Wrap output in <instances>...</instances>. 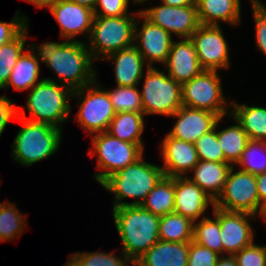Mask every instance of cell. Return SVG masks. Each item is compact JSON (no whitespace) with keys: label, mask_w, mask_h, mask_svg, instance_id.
Returning <instances> with one entry per match:
<instances>
[{"label":"cell","mask_w":266,"mask_h":266,"mask_svg":"<svg viewBox=\"0 0 266 266\" xmlns=\"http://www.w3.org/2000/svg\"><path fill=\"white\" fill-rule=\"evenodd\" d=\"M129 0H97L93 10L94 16L119 17L129 15Z\"/></svg>","instance_id":"cell-41"},{"label":"cell","mask_w":266,"mask_h":266,"mask_svg":"<svg viewBox=\"0 0 266 266\" xmlns=\"http://www.w3.org/2000/svg\"><path fill=\"white\" fill-rule=\"evenodd\" d=\"M163 176V169L148 161L146 162L142 155L134 163L106 178L101 186L115 194L113 208L142 205L148 193ZM125 198H133L134 201L125 202L123 201Z\"/></svg>","instance_id":"cell-4"},{"label":"cell","mask_w":266,"mask_h":266,"mask_svg":"<svg viewBox=\"0 0 266 266\" xmlns=\"http://www.w3.org/2000/svg\"><path fill=\"white\" fill-rule=\"evenodd\" d=\"M25 217L17 206L10 202L0 203V242L12 241L20 237L26 228Z\"/></svg>","instance_id":"cell-33"},{"label":"cell","mask_w":266,"mask_h":266,"mask_svg":"<svg viewBox=\"0 0 266 266\" xmlns=\"http://www.w3.org/2000/svg\"><path fill=\"white\" fill-rule=\"evenodd\" d=\"M237 266H266V246L255 242L236 253Z\"/></svg>","instance_id":"cell-38"},{"label":"cell","mask_w":266,"mask_h":266,"mask_svg":"<svg viewBox=\"0 0 266 266\" xmlns=\"http://www.w3.org/2000/svg\"><path fill=\"white\" fill-rule=\"evenodd\" d=\"M63 266H71L68 262H66V264H64Z\"/></svg>","instance_id":"cell-52"},{"label":"cell","mask_w":266,"mask_h":266,"mask_svg":"<svg viewBox=\"0 0 266 266\" xmlns=\"http://www.w3.org/2000/svg\"><path fill=\"white\" fill-rule=\"evenodd\" d=\"M232 166L222 193L214 201V206L229 212H244L259 215V196L256 175Z\"/></svg>","instance_id":"cell-11"},{"label":"cell","mask_w":266,"mask_h":266,"mask_svg":"<svg viewBox=\"0 0 266 266\" xmlns=\"http://www.w3.org/2000/svg\"><path fill=\"white\" fill-rule=\"evenodd\" d=\"M226 102L221 78L216 70H203L182 85V106L225 117L228 114Z\"/></svg>","instance_id":"cell-10"},{"label":"cell","mask_w":266,"mask_h":266,"mask_svg":"<svg viewBox=\"0 0 266 266\" xmlns=\"http://www.w3.org/2000/svg\"><path fill=\"white\" fill-rule=\"evenodd\" d=\"M60 26V38L77 40L76 36L90 35L94 19L93 10L70 0H60L49 8Z\"/></svg>","instance_id":"cell-17"},{"label":"cell","mask_w":266,"mask_h":266,"mask_svg":"<svg viewBox=\"0 0 266 266\" xmlns=\"http://www.w3.org/2000/svg\"><path fill=\"white\" fill-rule=\"evenodd\" d=\"M232 119L236 124L217 131V137L225 161L236 167L250 139L241 125L233 117Z\"/></svg>","instance_id":"cell-29"},{"label":"cell","mask_w":266,"mask_h":266,"mask_svg":"<svg viewBox=\"0 0 266 266\" xmlns=\"http://www.w3.org/2000/svg\"><path fill=\"white\" fill-rule=\"evenodd\" d=\"M29 3L34 4L38 8H45L48 7L50 8L52 5L56 4L60 0H26Z\"/></svg>","instance_id":"cell-47"},{"label":"cell","mask_w":266,"mask_h":266,"mask_svg":"<svg viewBox=\"0 0 266 266\" xmlns=\"http://www.w3.org/2000/svg\"><path fill=\"white\" fill-rule=\"evenodd\" d=\"M241 0H197V12L200 24L216 25L226 22L236 26L240 23Z\"/></svg>","instance_id":"cell-24"},{"label":"cell","mask_w":266,"mask_h":266,"mask_svg":"<svg viewBox=\"0 0 266 266\" xmlns=\"http://www.w3.org/2000/svg\"><path fill=\"white\" fill-rule=\"evenodd\" d=\"M27 27L11 42L0 46V89H2L11 75L12 68L17 63L19 57L26 50V40L28 37ZM25 48V49H24Z\"/></svg>","instance_id":"cell-32"},{"label":"cell","mask_w":266,"mask_h":266,"mask_svg":"<svg viewBox=\"0 0 266 266\" xmlns=\"http://www.w3.org/2000/svg\"><path fill=\"white\" fill-rule=\"evenodd\" d=\"M161 3L169 6H190L197 5V0H161Z\"/></svg>","instance_id":"cell-46"},{"label":"cell","mask_w":266,"mask_h":266,"mask_svg":"<svg viewBox=\"0 0 266 266\" xmlns=\"http://www.w3.org/2000/svg\"><path fill=\"white\" fill-rule=\"evenodd\" d=\"M130 1H133V3H135V4H137V3H144V2H146L147 0H130Z\"/></svg>","instance_id":"cell-50"},{"label":"cell","mask_w":266,"mask_h":266,"mask_svg":"<svg viewBox=\"0 0 266 266\" xmlns=\"http://www.w3.org/2000/svg\"><path fill=\"white\" fill-rule=\"evenodd\" d=\"M113 218L123 253L133 264L159 241L160 216L141 205L113 208Z\"/></svg>","instance_id":"cell-2"},{"label":"cell","mask_w":266,"mask_h":266,"mask_svg":"<svg viewBox=\"0 0 266 266\" xmlns=\"http://www.w3.org/2000/svg\"><path fill=\"white\" fill-rule=\"evenodd\" d=\"M221 26L200 25L191 35L200 66L204 70L226 69L230 66L229 49Z\"/></svg>","instance_id":"cell-13"},{"label":"cell","mask_w":266,"mask_h":266,"mask_svg":"<svg viewBox=\"0 0 266 266\" xmlns=\"http://www.w3.org/2000/svg\"><path fill=\"white\" fill-rule=\"evenodd\" d=\"M25 108L31 117H26V111L18 106V117L25 120L46 123L61 129L62 123L68 122L71 111L70 99L73 91L51 78H43L31 88Z\"/></svg>","instance_id":"cell-3"},{"label":"cell","mask_w":266,"mask_h":266,"mask_svg":"<svg viewBox=\"0 0 266 266\" xmlns=\"http://www.w3.org/2000/svg\"><path fill=\"white\" fill-rule=\"evenodd\" d=\"M68 263L71 266H132L133 263L125 256H116L107 252H77L70 254ZM131 264V265H129Z\"/></svg>","instance_id":"cell-35"},{"label":"cell","mask_w":266,"mask_h":266,"mask_svg":"<svg viewBox=\"0 0 266 266\" xmlns=\"http://www.w3.org/2000/svg\"><path fill=\"white\" fill-rule=\"evenodd\" d=\"M5 95L0 97V137L11 119L18 116V106H15Z\"/></svg>","instance_id":"cell-43"},{"label":"cell","mask_w":266,"mask_h":266,"mask_svg":"<svg viewBox=\"0 0 266 266\" xmlns=\"http://www.w3.org/2000/svg\"><path fill=\"white\" fill-rule=\"evenodd\" d=\"M144 113H116L107 130L112 136L139 145L144 150L142 133L145 127Z\"/></svg>","instance_id":"cell-27"},{"label":"cell","mask_w":266,"mask_h":266,"mask_svg":"<svg viewBox=\"0 0 266 266\" xmlns=\"http://www.w3.org/2000/svg\"><path fill=\"white\" fill-rule=\"evenodd\" d=\"M44 63L55 72L60 84L72 91L92 84L97 79L93 59L86 41L65 40L45 42L38 46L31 44Z\"/></svg>","instance_id":"cell-1"},{"label":"cell","mask_w":266,"mask_h":266,"mask_svg":"<svg viewBox=\"0 0 266 266\" xmlns=\"http://www.w3.org/2000/svg\"><path fill=\"white\" fill-rule=\"evenodd\" d=\"M213 215V219L205 216L198 222L194 221L193 241L222 255L219 208L213 206Z\"/></svg>","instance_id":"cell-31"},{"label":"cell","mask_w":266,"mask_h":266,"mask_svg":"<svg viewBox=\"0 0 266 266\" xmlns=\"http://www.w3.org/2000/svg\"><path fill=\"white\" fill-rule=\"evenodd\" d=\"M194 222L177 213L160 216L159 240L167 242H191L193 240Z\"/></svg>","instance_id":"cell-30"},{"label":"cell","mask_w":266,"mask_h":266,"mask_svg":"<svg viewBox=\"0 0 266 266\" xmlns=\"http://www.w3.org/2000/svg\"><path fill=\"white\" fill-rule=\"evenodd\" d=\"M257 216L244 212H229L219 209L222 255H235L254 242V231L249 220Z\"/></svg>","instance_id":"cell-15"},{"label":"cell","mask_w":266,"mask_h":266,"mask_svg":"<svg viewBox=\"0 0 266 266\" xmlns=\"http://www.w3.org/2000/svg\"><path fill=\"white\" fill-rule=\"evenodd\" d=\"M252 6H265V3L262 4L260 0H251Z\"/></svg>","instance_id":"cell-49"},{"label":"cell","mask_w":266,"mask_h":266,"mask_svg":"<svg viewBox=\"0 0 266 266\" xmlns=\"http://www.w3.org/2000/svg\"><path fill=\"white\" fill-rule=\"evenodd\" d=\"M256 45L266 55V6H252Z\"/></svg>","instance_id":"cell-42"},{"label":"cell","mask_w":266,"mask_h":266,"mask_svg":"<svg viewBox=\"0 0 266 266\" xmlns=\"http://www.w3.org/2000/svg\"><path fill=\"white\" fill-rule=\"evenodd\" d=\"M258 196H259V215L262 217L266 208V171L256 175Z\"/></svg>","instance_id":"cell-44"},{"label":"cell","mask_w":266,"mask_h":266,"mask_svg":"<svg viewBox=\"0 0 266 266\" xmlns=\"http://www.w3.org/2000/svg\"><path fill=\"white\" fill-rule=\"evenodd\" d=\"M137 18L139 20L143 19V22L140 28V24L136 21L134 46L149 67H153L154 63L164 64L173 43V35L147 20L141 13H139Z\"/></svg>","instance_id":"cell-14"},{"label":"cell","mask_w":266,"mask_h":266,"mask_svg":"<svg viewBox=\"0 0 266 266\" xmlns=\"http://www.w3.org/2000/svg\"><path fill=\"white\" fill-rule=\"evenodd\" d=\"M262 218L266 221V208L264 209V212H263Z\"/></svg>","instance_id":"cell-51"},{"label":"cell","mask_w":266,"mask_h":266,"mask_svg":"<svg viewBox=\"0 0 266 266\" xmlns=\"http://www.w3.org/2000/svg\"><path fill=\"white\" fill-rule=\"evenodd\" d=\"M231 167L227 162L200 160L192 170L193 177L188 178L215 201L223 191Z\"/></svg>","instance_id":"cell-23"},{"label":"cell","mask_w":266,"mask_h":266,"mask_svg":"<svg viewBox=\"0 0 266 266\" xmlns=\"http://www.w3.org/2000/svg\"><path fill=\"white\" fill-rule=\"evenodd\" d=\"M40 76V60L37 52L32 46L27 47L19 57L17 63L12 68L11 75L2 89H9L10 86L15 90H30L37 83Z\"/></svg>","instance_id":"cell-25"},{"label":"cell","mask_w":266,"mask_h":266,"mask_svg":"<svg viewBox=\"0 0 266 266\" xmlns=\"http://www.w3.org/2000/svg\"><path fill=\"white\" fill-rule=\"evenodd\" d=\"M161 143L164 176L186 177L200 161L194 143L176 139L168 133Z\"/></svg>","instance_id":"cell-16"},{"label":"cell","mask_w":266,"mask_h":266,"mask_svg":"<svg viewBox=\"0 0 266 266\" xmlns=\"http://www.w3.org/2000/svg\"><path fill=\"white\" fill-rule=\"evenodd\" d=\"M22 126L11 145V156L21 165L31 166L46 160L58 151L62 134L59 128L46 123H36L17 116Z\"/></svg>","instance_id":"cell-5"},{"label":"cell","mask_w":266,"mask_h":266,"mask_svg":"<svg viewBox=\"0 0 266 266\" xmlns=\"http://www.w3.org/2000/svg\"><path fill=\"white\" fill-rule=\"evenodd\" d=\"M110 101L116 113L137 112L144 113L141 94L137 86H116L107 90Z\"/></svg>","instance_id":"cell-34"},{"label":"cell","mask_w":266,"mask_h":266,"mask_svg":"<svg viewBox=\"0 0 266 266\" xmlns=\"http://www.w3.org/2000/svg\"><path fill=\"white\" fill-rule=\"evenodd\" d=\"M92 144L88 154L91 157L97 155V168L104 170L94 174L99 184L144 155V150L139 145L122 141L107 131L94 134Z\"/></svg>","instance_id":"cell-8"},{"label":"cell","mask_w":266,"mask_h":266,"mask_svg":"<svg viewBox=\"0 0 266 266\" xmlns=\"http://www.w3.org/2000/svg\"><path fill=\"white\" fill-rule=\"evenodd\" d=\"M232 116L247 133L250 140L266 142V108L230 102Z\"/></svg>","instance_id":"cell-26"},{"label":"cell","mask_w":266,"mask_h":266,"mask_svg":"<svg viewBox=\"0 0 266 266\" xmlns=\"http://www.w3.org/2000/svg\"><path fill=\"white\" fill-rule=\"evenodd\" d=\"M164 64L167 74L181 85L204 70L199 64L195 46L190 38L173 41Z\"/></svg>","instance_id":"cell-19"},{"label":"cell","mask_w":266,"mask_h":266,"mask_svg":"<svg viewBox=\"0 0 266 266\" xmlns=\"http://www.w3.org/2000/svg\"><path fill=\"white\" fill-rule=\"evenodd\" d=\"M19 11L17 9L11 22L0 21V46L11 42L28 26L29 19L27 16L21 17Z\"/></svg>","instance_id":"cell-40"},{"label":"cell","mask_w":266,"mask_h":266,"mask_svg":"<svg viewBox=\"0 0 266 266\" xmlns=\"http://www.w3.org/2000/svg\"><path fill=\"white\" fill-rule=\"evenodd\" d=\"M97 81L96 79L92 84L72 93V97L77 98L79 102L75 120L88 132L87 135L107 131L116 114L107 90Z\"/></svg>","instance_id":"cell-9"},{"label":"cell","mask_w":266,"mask_h":266,"mask_svg":"<svg viewBox=\"0 0 266 266\" xmlns=\"http://www.w3.org/2000/svg\"><path fill=\"white\" fill-rule=\"evenodd\" d=\"M113 61L116 86H137L144 78V67L148 64L136 49L130 46L105 56L102 60Z\"/></svg>","instance_id":"cell-21"},{"label":"cell","mask_w":266,"mask_h":266,"mask_svg":"<svg viewBox=\"0 0 266 266\" xmlns=\"http://www.w3.org/2000/svg\"><path fill=\"white\" fill-rule=\"evenodd\" d=\"M189 242L159 240L134 264L136 266H187Z\"/></svg>","instance_id":"cell-22"},{"label":"cell","mask_w":266,"mask_h":266,"mask_svg":"<svg viewBox=\"0 0 266 266\" xmlns=\"http://www.w3.org/2000/svg\"><path fill=\"white\" fill-rule=\"evenodd\" d=\"M172 117L177 121L168 133L171 137L195 143L202 135L215 127L220 118L213 112L181 106Z\"/></svg>","instance_id":"cell-18"},{"label":"cell","mask_w":266,"mask_h":266,"mask_svg":"<svg viewBox=\"0 0 266 266\" xmlns=\"http://www.w3.org/2000/svg\"><path fill=\"white\" fill-rule=\"evenodd\" d=\"M145 74L140 91L144 115L172 116L182 106V85L154 66Z\"/></svg>","instance_id":"cell-7"},{"label":"cell","mask_w":266,"mask_h":266,"mask_svg":"<svg viewBox=\"0 0 266 266\" xmlns=\"http://www.w3.org/2000/svg\"><path fill=\"white\" fill-rule=\"evenodd\" d=\"M81 6H85L91 10H94L97 0H70Z\"/></svg>","instance_id":"cell-48"},{"label":"cell","mask_w":266,"mask_h":266,"mask_svg":"<svg viewBox=\"0 0 266 266\" xmlns=\"http://www.w3.org/2000/svg\"><path fill=\"white\" fill-rule=\"evenodd\" d=\"M220 255L199 245L193 240L189 242L187 266H215Z\"/></svg>","instance_id":"cell-39"},{"label":"cell","mask_w":266,"mask_h":266,"mask_svg":"<svg viewBox=\"0 0 266 266\" xmlns=\"http://www.w3.org/2000/svg\"><path fill=\"white\" fill-rule=\"evenodd\" d=\"M237 165L241 170L254 175L264 173L266 171V142L250 140Z\"/></svg>","instance_id":"cell-36"},{"label":"cell","mask_w":266,"mask_h":266,"mask_svg":"<svg viewBox=\"0 0 266 266\" xmlns=\"http://www.w3.org/2000/svg\"><path fill=\"white\" fill-rule=\"evenodd\" d=\"M209 204L213 207L214 200L187 176L175 177L174 213L194 222L205 217Z\"/></svg>","instance_id":"cell-20"},{"label":"cell","mask_w":266,"mask_h":266,"mask_svg":"<svg viewBox=\"0 0 266 266\" xmlns=\"http://www.w3.org/2000/svg\"><path fill=\"white\" fill-rule=\"evenodd\" d=\"M140 13L171 35L181 38H190L201 25L196 5L169 6L161 3L159 6L140 10Z\"/></svg>","instance_id":"cell-12"},{"label":"cell","mask_w":266,"mask_h":266,"mask_svg":"<svg viewBox=\"0 0 266 266\" xmlns=\"http://www.w3.org/2000/svg\"><path fill=\"white\" fill-rule=\"evenodd\" d=\"M139 13L119 17L94 16L89 41L86 43L94 61L135 44L136 16Z\"/></svg>","instance_id":"cell-6"},{"label":"cell","mask_w":266,"mask_h":266,"mask_svg":"<svg viewBox=\"0 0 266 266\" xmlns=\"http://www.w3.org/2000/svg\"><path fill=\"white\" fill-rule=\"evenodd\" d=\"M215 266H237L234 255H220Z\"/></svg>","instance_id":"cell-45"},{"label":"cell","mask_w":266,"mask_h":266,"mask_svg":"<svg viewBox=\"0 0 266 266\" xmlns=\"http://www.w3.org/2000/svg\"><path fill=\"white\" fill-rule=\"evenodd\" d=\"M174 203L175 177L163 176L141 206L155 215L164 216L174 212Z\"/></svg>","instance_id":"cell-28"},{"label":"cell","mask_w":266,"mask_h":266,"mask_svg":"<svg viewBox=\"0 0 266 266\" xmlns=\"http://www.w3.org/2000/svg\"><path fill=\"white\" fill-rule=\"evenodd\" d=\"M223 117H220L215 127L209 132L202 135L194 144L198 153L199 160L212 162H226L223 151L217 137V130L219 122Z\"/></svg>","instance_id":"cell-37"}]
</instances>
